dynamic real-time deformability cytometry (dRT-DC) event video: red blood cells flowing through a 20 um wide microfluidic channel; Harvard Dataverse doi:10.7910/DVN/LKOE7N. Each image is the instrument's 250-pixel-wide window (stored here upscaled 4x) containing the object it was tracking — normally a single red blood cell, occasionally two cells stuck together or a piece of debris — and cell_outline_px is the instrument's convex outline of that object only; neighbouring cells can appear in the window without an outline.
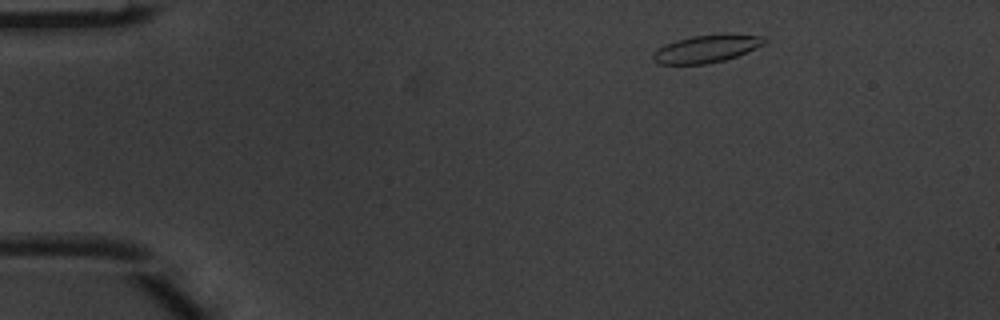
{"species": "common noctule bat (a hibernating species)", "species_latin": "Nyctalus noctula", "temperature_condition": "warm", "stored_images_in_passage": 3, "camera_frame_rate_fps": 3000, "um_per_image_px": 0.085, "animal": {"sex": "male", "body_mass_g": 20.1, "forearm_length_mm": 53.5}, "frame": {"image": 1, "passage_image": 1, "time_ms": 0.0, "image_size_px": [1000, 320], "cell_outline_px": [[768, 40], [764, 44], [736, 56], [724, 60], [704, 64], [656, 64], [652, 60], [652, 52], [676, 40], [692, 36], [724, 32], [764, 36]], "centroid_in_image_um": [60.07, 4.12], "position_along_channel_um": 24.9, "area_um2": 18.15}}